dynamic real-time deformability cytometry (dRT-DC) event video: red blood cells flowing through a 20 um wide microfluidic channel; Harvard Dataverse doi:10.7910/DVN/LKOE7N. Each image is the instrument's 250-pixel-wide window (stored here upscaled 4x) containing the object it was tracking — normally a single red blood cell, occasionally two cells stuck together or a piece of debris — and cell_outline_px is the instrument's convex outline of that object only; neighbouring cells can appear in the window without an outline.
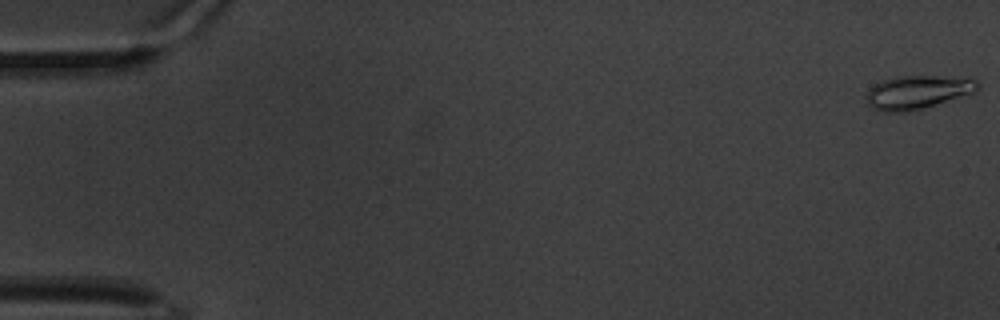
{"species": "common noctule bat (a hibernating species)", "species_latin": "Nyctalus noctula", "temperature_condition": "warm", "stored_images_in_passage": 62, "camera_frame_rate_fps": 3000, "um_per_image_px": 0.085, "animal": {"sex": "male", "body_mass_g": 20.1, "forearm_length_mm": 53.5}, "frame": {"image": 1, "passage_image": 1, "time_ms": 0.0, "image_size_px": [1000, 320], "cell_outline_px": [[980, 88], [972, 92], [960, 96], [920, 108], [904, 112], [880, 112], [872, 108], [868, 104], [868, 92], [880, 80], [896, 76], [976, 76], [980, 84]], "centroid_in_image_um": [78.05, 7.79], "position_along_channel_um": 7.0, "area_um2": 21.68}}
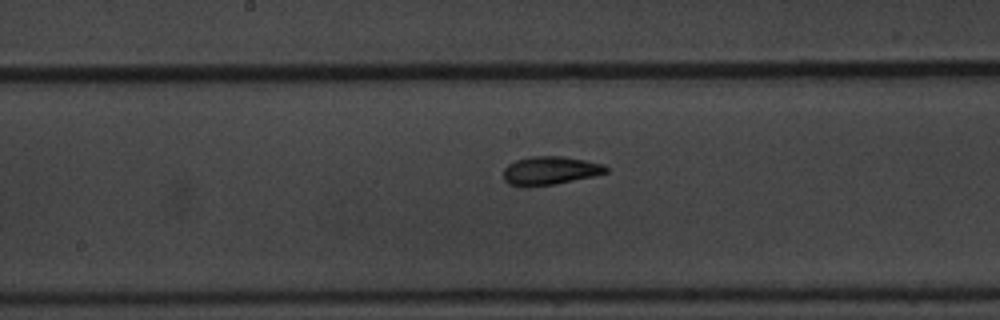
{"frame": {"image": 2, "passage_image": 33, "time_ms": 10.667, "image_size_px": [1000, 320], "cell_outline_px": [[608, 172], [592, 176], [556, 184], [528, 188], [520, 188], [508, 184], [504, 180], [504, 168], [508, 164], [516, 160], [532, 156], [560, 156], [584, 160], [604, 164], [608, 168]], "centroid_in_image_um": [46.7, 14.53], "position_along_channel_um": 201.5, "area_um2": 17.22}}
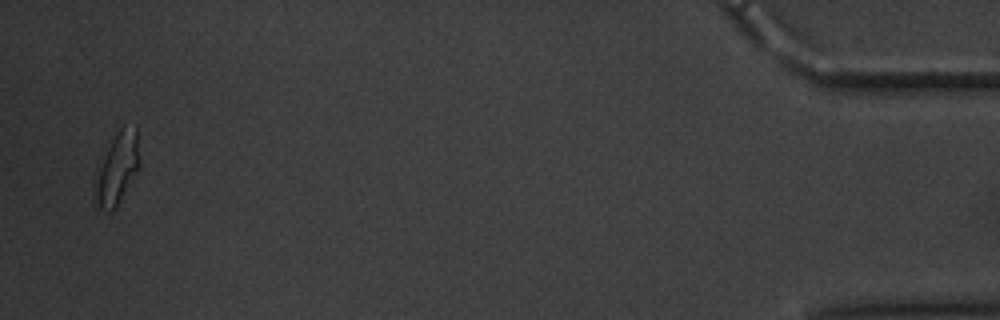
{"frame": {"image": 3, "passage_image": 61, "time_ms": 20.0, "image_size_px": [1000, 320], "cell_outline_px": [[140, 168], [116, 208], [112, 212], [108, 212], [100, 208], [92, 200], [92, 184], [100, 160], [116, 132], [124, 124], [136, 128], [140, 156]], "centroid_in_image_um": [9.92, 14.37], "position_along_channel_um": 425.3, "area_um2": 19.48}, "authors_computed_cell_mechanics": {"area_um2": 17.1955, "velocity_mm_per_s": 3.2757, "shape_relaxation_time_tau1_ms": 6.9416, "shape_relaxation_time_tau2_ms": 2.6106, "deformation_change_tau1": 0.1773, "deformation_change_tau2": 0.0761}}